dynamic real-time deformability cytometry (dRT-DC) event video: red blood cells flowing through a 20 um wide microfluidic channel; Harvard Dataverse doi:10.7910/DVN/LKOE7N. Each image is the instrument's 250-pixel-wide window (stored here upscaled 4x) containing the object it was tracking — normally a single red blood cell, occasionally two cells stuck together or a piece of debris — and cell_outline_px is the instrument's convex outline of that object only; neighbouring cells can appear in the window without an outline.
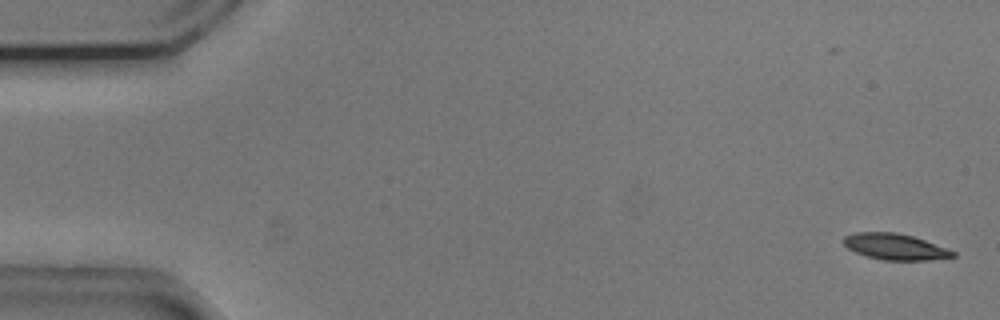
{"species": "common noctule bat (a hibernating species)", "species_latin": "Nyctalus noctula", "temperature_condition": "cold", "stored_images_in_passage": 54, "camera_frame_rate_fps": 3000, "um_per_image_px": 0.085, "animal": {"sex": "male", "body_mass_g": 20.5, "forearm_length_mm": 52.5}, "frame": {"image": 1, "passage_image": 1, "time_ms": 0.0, "image_size_px": [1000, 320], "cell_outline_px": [[956, 256], [928, 260], [884, 260], [868, 256], [856, 252], [848, 248], [844, 244], [844, 236], [856, 232], [896, 232], [912, 236], [924, 240], [956, 252]], "centroid_in_image_um": [76.07, 20.96], "position_along_channel_um": 8.9, "area_um2": 16.36}}
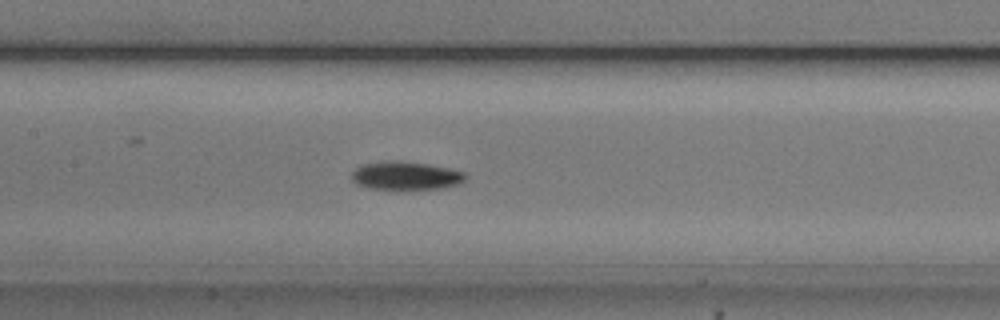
{"frame": {"image": 2, "passage_image": 25, "time_ms": 8.0, "image_size_px": [1000, 320], "cell_outline_px": [[468, 176], [464, 180], [456, 184], [444, 188], [408, 192], [368, 188], [356, 184], [352, 180], [352, 172], [360, 164], [380, 160], [400, 160], [428, 164], [448, 168], [464, 172]], "centroid_in_image_um": [34.45, 14.96], "position_along_channel_um": 173.0, "area_um2": 19.83}}
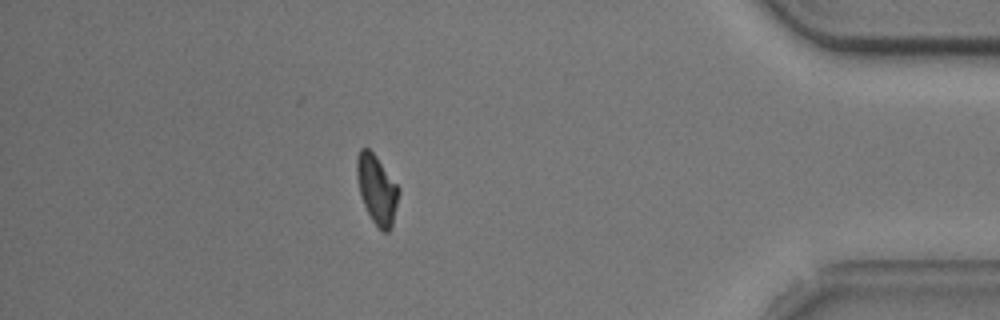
{"frame": {"image": 3, "passage_image": 47, "time_ms": 15.333, "image_size_px": [1000, 320], "cell_outline_px": [[400, 192], [392, 228], [388, 232], [384, 232], [372, 220], [360, 196], [356, 176], [356, 160], [360, 148], [368, 148], [376, 156], [400, 188]], "centroid_in_image_um": [32.04, 16.1], "position_along_channel_um": 403.2, "area_um2": 16.88}, "authors_computed_cell_mechanics": {"area_um2": 17.4845, "velocity_mm_per_s": 3.7208, "shape_relaxation_time_tau1_ms": 1.9436, "shape_relaxation_time_tau2_ms": null, "deformation_change_tau1": 0.1081, "deformation_change_tau2": null}}